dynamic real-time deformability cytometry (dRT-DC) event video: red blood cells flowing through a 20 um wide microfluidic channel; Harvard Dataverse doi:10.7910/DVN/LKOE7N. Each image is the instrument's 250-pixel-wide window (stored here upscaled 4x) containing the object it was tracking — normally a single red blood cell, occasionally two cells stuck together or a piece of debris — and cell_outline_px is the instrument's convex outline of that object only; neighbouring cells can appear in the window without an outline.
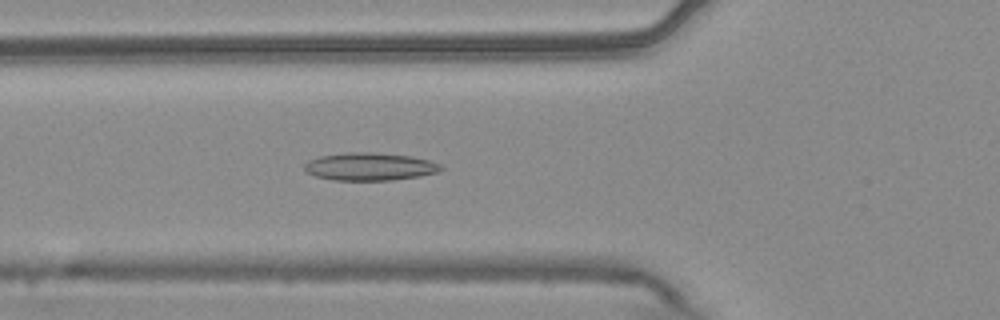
{"species": "common noctule bat (a hibernating species)", "species_latin": "Nyctalus noctula", "temperature_condition": "warm", "stored_images_in_passage": 55, "camera_frame_rate_fps": 3000, "um_per_image_px": 0.085, "animal": {"sex": "male", "body_mass_g": 20.4}, "frame": {"image": 1, "passage_image": 20, "time_ms": 6.333, "image_size_px": [1000, 320], "cell_outline_px": [[444, 168], [440, 172], [420, 176], [392, 180], [332, 180], [316, 176], [304, 172], [304, 164], [308, 160], [320, 156], [348, 152], [372, 152], [412, 156], [428, 160], [440, 164]], "centroid_in_image_um": [31.42, 14.16], "position_along_channel_um": 94.4, "area_um2": 22.25}}
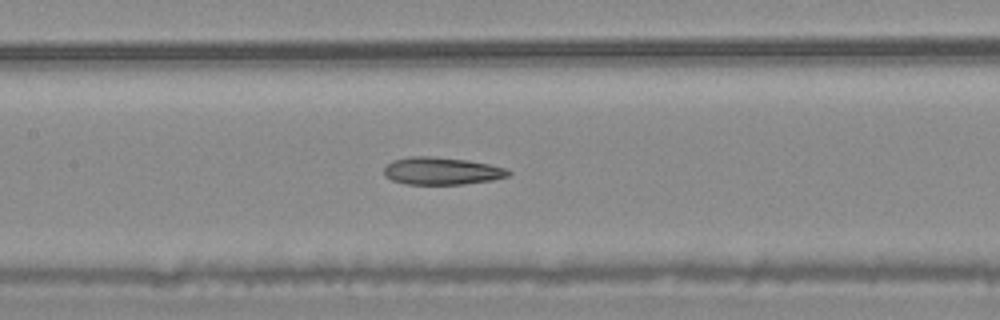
{"frame": {"image": 2, "passage_image": 26, "time_ms": 8.333, "image_size_px": [1000, 320], "cell_outline_px": [[512, 172], [508, 176], [492, 180], [460, 184], [408, 184], [392, 180], [384, 176], [384, 164], [392, 160], [412, 156], [432, 156], [468, 160], [508, 168]], "centroid_in_image_um": [37.52, 14.52], "position_along_channel_um": 169.9, "area_um2": 20.0}}
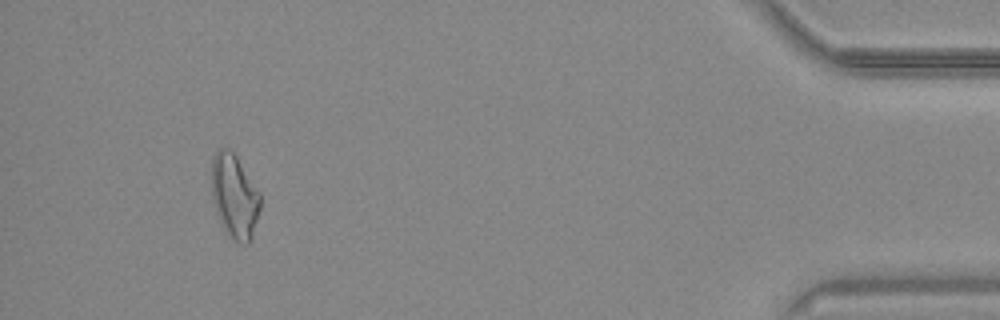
{"frame": {"image": 3, "passage_image": 51, "time_ms": 16.667, "image_size_px": [1000, 320], "cell_outline_px": [[260, 208], [252, 240], [248, 244], [240, 244], [228, 236], [216, 212], [212, 200], [212, 156], [220, 148], [228, 148], [236, 156], [260, 192]], "centroid_in_image_um": [19.94, 16.71], "position_along_channel_um": 415.3, "area_um2": 23.93}, "authors_computed_cell_mechanics": {"area_um2": 21.4438, "velocity_mm_per_s": 3.7431, "shape_relaxation_time_tau1_ms": null, "shape_relaxation_time_tau2_ms": 4.0429, "deformation_change_tau1": null, "deformation_change_tau2": 0.1428}}